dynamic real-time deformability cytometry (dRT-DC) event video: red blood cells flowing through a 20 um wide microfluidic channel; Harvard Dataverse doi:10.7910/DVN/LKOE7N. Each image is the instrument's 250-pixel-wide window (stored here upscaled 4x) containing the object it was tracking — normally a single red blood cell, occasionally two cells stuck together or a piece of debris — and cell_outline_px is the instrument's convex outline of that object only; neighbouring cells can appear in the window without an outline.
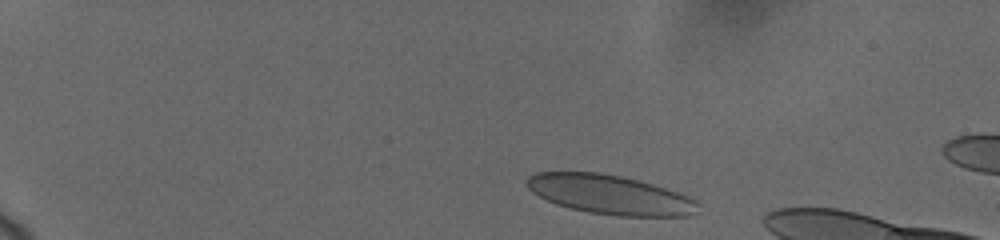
{"species": "human", "species_latin": "Homo sapiens", "temperature_condition": "cold", "stored_images_in_passage": 8, "camera_frame_rate_fps": 3000, "um_per_image_px": 0.085, "donor": {"sex": "female"}, "frame": {"image": 1, "passage_image": 2, "time_ms": 0.667, "image_size_px": [1000, 240], "cell_outline_px": [[700, 204], [696, 212], [692, 216], [620, 216], [588, 212], [556, 204], [532, 192], [528, 188], [528, 176], [536, 172], [600, 172], [620, 176], [652, 184], [688, 196], [696, 200]], "centroid_in_image_um": [51.87, 16.55], "position_along_channel_um": 33.1, "area_um2": 38.9}}
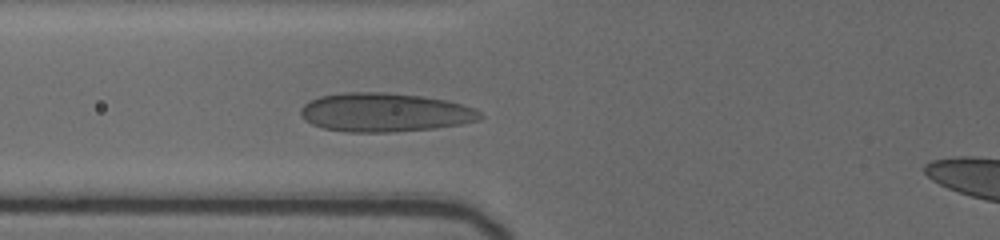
{"frame": {"image": 2, "passage_image": 8, "time_ms": 5.0, "image_size_px": [1000, 240], "cell_outline_px": [[484, 116], [480, 120], [460, 124], [432, 128], [392, 132], [348, 132], [324, 128], [312, 124], [304, 120], [300, 116], [300, 108], [308, 100], [320, 96], [344, 92], [384, 92], [420, 96], [448, 100], [476, 108]], "centroid_in_image_um": [32.69, 9.55], "position_along_channel_um": 93.1, "area_um2": 40.81}}